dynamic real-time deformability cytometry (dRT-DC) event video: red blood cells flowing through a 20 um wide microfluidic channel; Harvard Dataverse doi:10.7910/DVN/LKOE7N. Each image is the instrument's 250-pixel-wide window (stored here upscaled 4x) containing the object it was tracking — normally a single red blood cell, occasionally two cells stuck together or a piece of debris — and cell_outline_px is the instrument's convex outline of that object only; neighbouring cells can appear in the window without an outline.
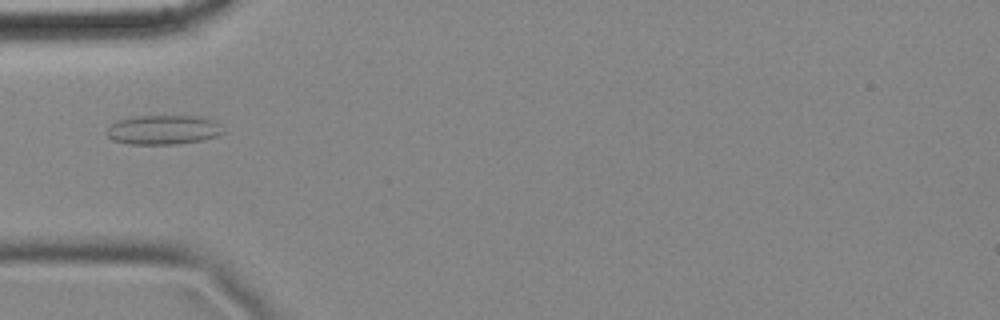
{"species": "common noctule bat (a hibernating species)", "species_latin": "Nyctalus noctula", "temperature_condition": "cold", "stored_images_in_passage": 15, "camera_frame_rate_fps": 3000, "um_per_image_px": 0.085, "animal": {"sex": "female", "body_mass_g": 18.4}, "frame": {"image": 1, "passage_image": 5, "time_ms": 1.333, "image_size_px": [1000, 320], "cell_outline_px": [[224, 132], [220, 136], [200, 140], [176, 144], [128, 144], [112, 140], [108, 136], [108, 128], [116, 120], [136, 116], [200, 116], [212, 120]], "centroid_in_image_um": [13.86, 11.03], "position_along_channel_um": 71.1, "area_um2": 19.77}}
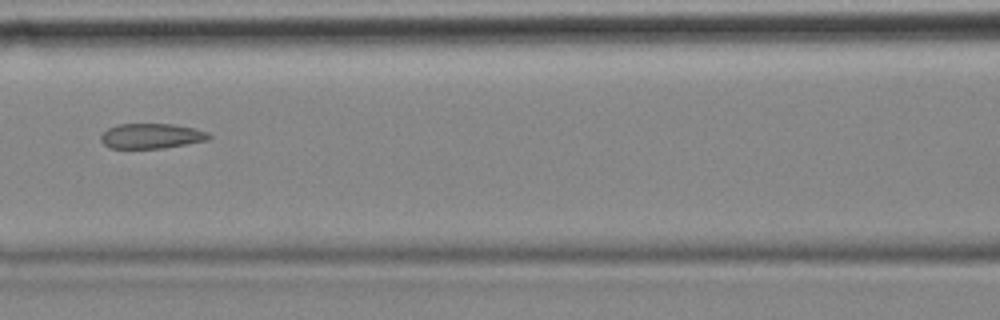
{"frame": {"image": 2, "passage_image": 7, "time_ms": 2.0, "image_size_px": [1000, 320], "cell_outline_px": [[212, 136], [208, 140], [160, 148], [112, 148], [104, 144], [100, 140], [100, 136], [108, 128], [120, 124], [172, 124], [196, 128], [208, 132]], "centroid_in_image_um": [12.88, 11.55], "position_along_channel_um": 153.7, "area_um2": 15.66}}